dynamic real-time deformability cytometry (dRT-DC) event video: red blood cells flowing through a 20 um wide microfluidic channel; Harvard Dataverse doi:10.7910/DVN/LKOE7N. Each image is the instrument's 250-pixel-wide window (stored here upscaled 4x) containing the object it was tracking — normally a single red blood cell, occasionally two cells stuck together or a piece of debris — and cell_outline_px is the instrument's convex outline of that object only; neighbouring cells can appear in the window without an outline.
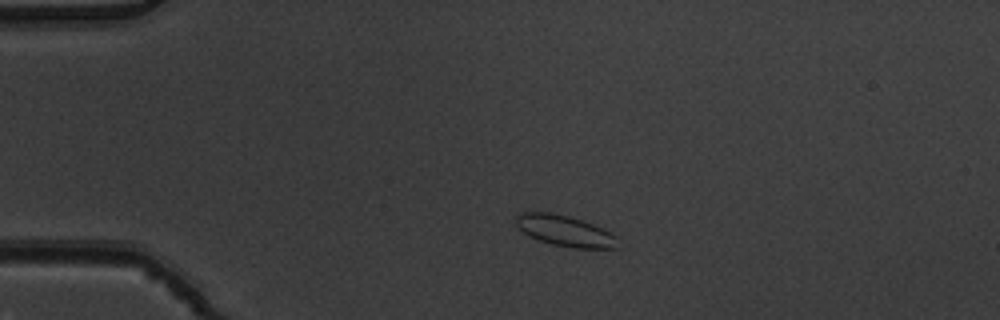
{"species": "common noctule bat (a hibernating species)", "species_latin": "Nyctalus noctula", "temperature_condition": "warm", "stored_images_in_passage": 2, "camera_frame_rate_fps": 3000, "um_per_image_px": 0.085, "animal": {"sex": "male", "body_mass_g": 19.5, "forearm_length_mm": 54.6}, "frame": {"image": 1, "passage_image": 1, "time_ms": 0.0, "image_size_px": [1000, 320], "cell_outline_px": [[620, 248], [572, 248], [552, 244], [528, 236], [516, 224], [516, 216], [520, 212], [548, 212], [568, 216], [584, 220], [616, 236]], "centroid_in_image_um": [48.02, 19.62], "position_along_channel_um": 37.0, "area_um2": 18.21}}